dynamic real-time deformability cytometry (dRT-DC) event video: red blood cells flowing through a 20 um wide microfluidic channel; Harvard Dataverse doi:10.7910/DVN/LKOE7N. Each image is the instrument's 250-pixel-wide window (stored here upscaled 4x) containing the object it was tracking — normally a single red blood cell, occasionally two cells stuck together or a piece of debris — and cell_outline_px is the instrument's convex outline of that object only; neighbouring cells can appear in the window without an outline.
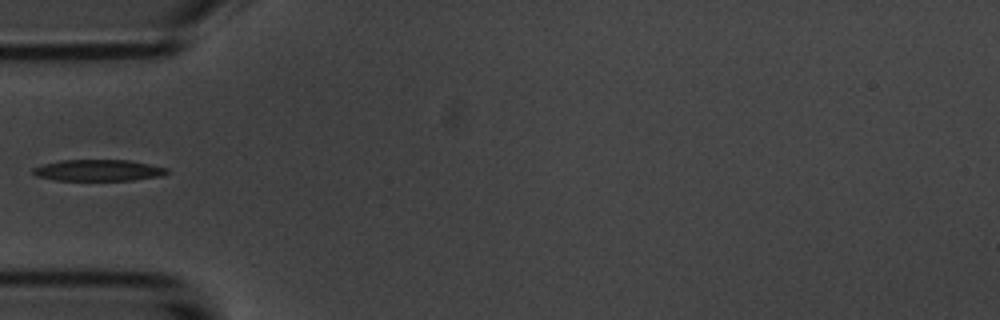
{"species": "common noctule bat (a hibernating species)", "species_latin": "Nyctalus noctula", "temperature_condition": "room temperature", "stored_images_in_passage": 5, "camera_frame_rate_fps": 3000, "um_per_image_px": 0.085, "animal": {"sex": "male", "body_mass_g": 20.1, "forearm_length_mm": 53.5}, "frame": {"image": 1, "passage_image": 5, "time_ms": 5.0, "image_size_px": [1000, 320], "cell_outline_px": [[168, 172], [160, 176], [132, 180], [56, 180], [36, 176], [32, 172], [32, 168], [44, 164], [60, 160], [128, 160], [168, 168]], "centroid_in_image_um": [8.33, 14.47], "position_along_channel_um": 76.7, "area_um2": 16.53}}